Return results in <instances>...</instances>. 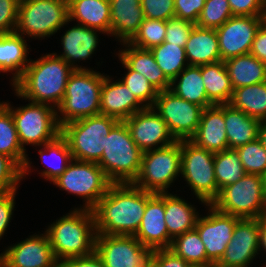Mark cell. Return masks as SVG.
<instances>
[{"label": "cell", "mask_w": 266, "mask_h": 267, "mask_svg": "<svg viewBox=\"0 0 266 267\" xmlns=\"http://www.w3.org/2000/svg\"><path fill=\"white\" fill-rule=\"evenodd\" d=\"M154 194L132 183L112 184L92 209L97 234L134 236Z\"/></svg>", "instance_id": "1"}, {"label": "cell", "mask_w": 266, "mask_h": 267, "mask_svg": "<svg viewBox=\"0 0 266 267\" xmlns=\"http://www.w3.org/2000/svg\"><path fill=\"white\" fill-rule=\"evenodd\" d=\"M74 69L54 53L31 60L22 76L12 85L15 95L55 109L63 100L66 85Z\"/></svg>", "instance_id": "2"}, {"label": "cell", "mask_w": 266, "mask_h": 267, "mask_svg": "<svg viewBox=\"0 0 266 267\" xmlns=\"http://www.w3.org/2000/svg\"><path fill=\"white\" fill-rule=\"evenodd\" d=\"M59 263L95 252L96 225L93 211L75 208L49 225L45 231Z\"/></svg>", "instance_id": "3"}, {"label": "cell", "mask_w": 266, "mask_h": 267, "mask_svg": "<svg viewBox=\"0 0 266 267\" xmlns=\"http://www.w3.org/2000/svg\"><path fill=\"white\" fill-rule=\"evenodd\" d=\"M142 154L125 122L119 121L104 136V151L97 164L113 184L133 183L140 171Z\"/></svg>", "instance_id": "4"}, {"label": "cell", "mask_w": 266, "mask_h": 267, "mask_svg": "<svg viewBox=\"0 0 266 267\" xmlns=\"http://www.w3.org/2000/svg\"><path fill=\"white\" fill-rule=\"evenodd\" d=\"M104 77V74L91 68L74 70L71 73L63 100L56 108L60 127L78 119L100 114V92Z\"/></svg>", "instance_id": "5"}, {"label": "cell", "mask_w": 266, "mask_h": 267, "mask_svg": "<svg viewBox=\"0 0 266 267\" xmlns=\"http://www.w3.org/2000/svg\"><path fill=\"white\" fill-rule=\"evenodd\" d=\"M119 122L102 114L69 122L61 127L75 160L98 163L104 151V136Z\"/></svg>", "instance_id": "6"}, {"label": "cell", "mask_w": 266, "mask_h": 267, "mask_svg": "<svg viewBox=\"0 0 266 267\" xmlns=\"http://www.w3.org/2000/svg\"><path fill=\"white\" fill-rule=\"evenodd\" d=\"M210 205L224 214L240 219H259L266 215V194L262 176L246 173L234 184L219 190L218 196Z\"/></svg>", "instance_id": "7"}, {"label": "cell", "mask_w": 266, "mask_h": 267, "mask_svg": "<svg viewBox=\"0 0 266 267\" xmlns=\"http://www.w3.org/2000/svg\"><path fill=\"white\" fill-rule=\"evenodd\" d=\"M68 22V0H20L15 32L42 40Z\"/></svg>", "instance_id": "8"}, {"label": "cell", "mask_w": 266, "mask_h": 267, "mask_svg": "<svg viewBox=\"0 0 266 267\" xmlns=\"http://www.w3.org/2000/svg\"><path fill=\"white\" fill-rule=\"evenodd\" d=\"M11 113L19 142L24 145L42 146L61 134L56 109L47 104L30 102L25 106L11 107L10 102H1Z\"/></svg>", "instance_id": "9"}, {"label": "cell", "mask_w": 266, "mask_h": 267, "mask_svg": "<svg viewBox=\"0 0 266 267\" xmlns=\"http://www.w3.org/2000/svg\"><path fill=\"white\" fill-rule=\"evenodd\" d=\"M181 140L167 147L144 151L134 186L152 193H167L180 175Z\"/></svg>", "instance_id": "10"}, {"label": "cell", "mask_w": 266, "mask_h": 267, "mask_svg": "<svg viewBox=\"0 0 266 267\" xmlns=\"http://www.w3.org/2000/svg\"><path fill=\"white\" fill-rule=\"evenodd\" d=\"M214 155L191 140H181V177L183 175L196 199L204 205L211 204L219 194L214 173Z\"/></svg>", "instance_id": "11"}, {"label": "cell", "mask_w": 266, "mask_h": 267, "mask_svg": "<svg viewBox=\"0 0 266 267\" xmlns=\"http://www.w3.org/2000/svg\"><path fill=\"white\" fill-rule=\"evenodd\" d=\"M53 184L81 197L82 207L92 210L113 183L97 163L73 159Z\"/></svg>", "instance_id": "12"}, {"label": "cell", "mask_w": 266, "mask_h": 267, "mask_svg": "<svg viewBox=\"0 0 266 267\" xmlns=\"http://www.w3.org/2000/svg\"><path fill=\"white\" fill-rule=\"evenodd\" d=\"M153 108L166 122L176 141L190 140L196 134L204 110L177 96L170 89L158 93Z\"/></svg>", "instance_id": "13"}, {"label": "cell", "mask_w": 266, "mask_h": 267, "mask_svg": "<svg viewBox=\"0 0 266 267\" xmlns=\"http://www.w3.org/2000/svg\"><path fill=\"white\" fill-rule=\"evenodd\" d=\"M151 252L135 236L96 235L95 253L105 267H143Z\"/></svg>", "instance_id": "14"}, {"label": "cell", "mask_w": 266, "mask_h": 267, "mask_svg": "<svg viewBox=\"0 0 266 267\" xmlns=\"http://www.w3.org/2000/svg\"><path fill=\"white\" fill-rule=\"evenodd\" d=\"M206 206L207 215H199L194 229L205 246L207 259L216 265L224 255L240 218L224 214L210 204Z\"/></svg>", "instance_id": "15"}, {"label": "cell", "mask_w": 266, "mask_h": 267, "mask_svg": "<svg viewBox=\"0 0 266 267\" xmlns=\"http://www.w3.org/2000/svg\"><path fill=\"white\" fill-rule=\"evenodd\" d=\"M2 267H60L47 234H33L0 254Z\"/></svg>", "instance_id": "16"}, {"label": "cell", "mask_w": 266, "mask_h": 267, "mask_svg": "<svg viewBox=\"0 0 266 267\" xmlns=\"http://www.w3.org/2000/svg\"><path fill=\"white\" fill-rule=\"evenodd\" d=\"M259 237L258 218L239 219L232 239L215 267H248L259 254Z\"/></svg>", "instance_id": "17"}, {"label": "cell", "mask_w": 266, "mask_h": 267, "mask_svg": "<svg viewBox=\"0 0 266 267\" xmlns=\"http://www.w3.org/2000/svg\"><path fill=\"white\" fill-rule=\"evenodd\" d=\"M261 17L232 16L216 30L221 60L248 54L259 27Z\"/></svg>", "instance_id": "18"}, {"label": "cell", "mask_w": 266, "mask_h": 267, "mask_svg": "<svg viewBox=\"0 0 266 267\" xmlns=\"http://www.w3.org/2000/svg\"><path fill=\"white\" fill-rule=\"evenodd\" d=\"M124 122L129 129L131 138L143 152L167 147L176 142L169 132L166 122L153 107H145Z\"/></svg>", "instance_id": "19"}, {"label": "cell", "mask_w": 266, "mask_h": 267, "mask_svg": "<svg viewBox=\"0 0 266 267\" xmlns=\"http://www.w3.org/2000/svg\"><path fill=\"white\" fill-rule=\"evenodd\" d=\"M165 193H155L146 203V208L137 233L134 235L151 251L169 249L172 239L165 223Z\"/></svg>", "instance_id": "20"}, {"label": "cell", "mask_w": 266, "mask_h": 267, "mask_svg": "<svg viewBox=\"0 0 266 267\" xmlns=\"http://www.w3.org/2000/svg\"><path fill=\"white\" fill-rule=\"evenodd\" d=\"M144 108L121 80L113 82L105 75L100 92V114L124 121Z\"/></svg>", "instance_id": "21"}, {"label": "cell", "mask_w": 266, "mask_h": 267, "mask_svg": "<svg viewBox=\"0 0 266 267\" xmlns=\"http://www.w3.org/2000/svg\"><path fill=\"white\" fill-rule=\"evenodd\" d=\"M97 32L99 30L79 24L69 28L61 37L63 53L57 55L55 52L54 54L62 58L74 70H88L89 68L82 67L76 62L90 59V56L94 54L99 42Z\"/></svg>", "instance_id": "22"}, {"label": "cell", "mask_w": 266, "mask_h": 267, "mask_svg": "<svg viewBox=\"0 0 266 267\" xmlns=\"http://www.w3.org/2000/svg\"><path fill=\"white\" fill-rule=\"evenodd\" d=\"M190 140L213 153L228 149L224 104L213 105L203 110L196 134Z\"/></svg>", "instance_id": "23"}, {"label": "cell", "mask_w": 266, "mask_h": 267, "mask_svg": "<svg viewBox=\"0 0 266 267\" xmlns=\"http://www.w3.org/2000/svg\"><path fill=\"white\" fill-rule=\"evenodd\" d=\"M124 46L125 48L119 50V53L116 54L118 58L131 70L143 75L158 92L170 89L171 81L159 68L149 49H141L128 42H123Z\"/></svg>", "instance_id": "24"}, {"label": "cell", "mask_w": 266, "mask_h": 267, "mask_svg": "<svg viewBox=\"0 0 266 267\" xmlns=\"http://www.w3.org/2000/svg\"><path fill=\"white\" fill-rule=\"evenodd\" d=\"M111 36L118 42H128L145 19L141 0H109Z\"/></svg>", "instance_id": "25"}, {"label": "cell", "mask_w": 266, "mask_h": 267, "mask_svg": "<svg viewBox=\"0 0 266 267\" xmlns=\"http://www.w3.org/2000/svg\"><path fill=\"white\" fill-rule=\"evenodd\" d=\"M69 23L97 29L102 34L111 35L109 0H68Z\"/></svg>", "instance_id": "26"}, {"label": "cell", "mask_w": 266, "mask_h": 267, "mask_svg": "<svg viewBox=\"0 0 266 267\" xmlns=\"http://www.w3.org/2000/svg\"><path fill=\"white\" fill-rule=\"evenodd\" d=\"M184 49L190 66L222 61L217 32L212 28H203L195 24Z\"/></svg>", "instance_id": "27"}, {"label": "cell", "mask_w": 266, "mask_h": 267, "mask_svg": "<svg viewBox=\"0 0 266 267\" xmlns=\"http://www.w3.org/2000/svg\"><path fill=\"white\" fill-rule=\"evenodd\" d=\"M24 38L16 32L0 34V72H14L11 78L12 85L22 76L30 63L27 59L29 48Z\"/></svg>", "instance_id": "28"}, {"label": "cell", "mask_w": 266, "mask_h": 267, "mask_svg": "<svg viewBox=\"0 0 266 267\" xmlns=\"http://www.w3.org/2000/svg\"><path fill=\"white\" fill-rule=\"evenodd\" d=\"M224 123L228 149H237L258 138L260 120L248 116L230 104H224Z\"/></svg>", "instance_id": "29"}, {"label": "cell", "mask_w": 266, "mask_h": 267, "mask_svg": "<svg viewBox=\"0 0 266 267\" xmlns=\"http://www.w3.org/2000/svg\"><path fill=\"white\" fill-rule=\"evenodd\" d=\"M177 194L165 193V223L171 239L195 228L199 213Z\"/></svg>", "instance_id": "30"}, {"label": "cell", "mask_w": 266, "mask_h": 267, "mask_svg": "<svg viewBox=\"0 0 266 267\" xmlns=\"http://www.w3.org/2000/svg\"><path fill=\"white\" fill-rule=\"evenodd\" d=\"M0 153L13 159L22 168V179L31 172V164L26 149L18 138L12 113L0 102ZM24 177V178H23Z\"/></svg>", "instance_id": "31"}, {"label": "cell", "mask_w": 266, "mask_h": 267, "mask_svg": "<svg viewBox=\"0 0 266 267\" xmlns=\"http://www.w3.org/2000/svg\"><path fill=\"white\" fill-rule=\"evenodd\" d=\"M233 89L266 81V64L251 53L224 61Z\"/></svg>", "instance_id": "32"}, {"label": "cell", "mask_w": 266, "mask_h": 267, "mask_svg": "<svg viewBox=\"0 0 266 267\" xmlns=\"http://www.w3.org/2000/svg\"><path fill=\"white\" fill-rule=\"evenodd\" d=\"M170 90L182 99L208 108L214 104L207 98L200 66L188 65L172 82Z\"/></svg>", "instance_id": "33"}, {"label": "cell", "mask_w": 266, "mask_h": 267, "mask_svg": "<svg viewBox=\"0 0 266 267\" xmlns=\"http://www.w3.org/2000/svg\"><path fill=\"white\" fill-rule=\"evenodd\" d=\"M207 98L214 104H229L233 87L224 61L200 66Z\"/></svg>", "instance_id": "34"}, {"label": "cell", "mask_w": 266, "mask_h": 267, "mask_svg": "<svg viewBox=\"0 0 266 267\" xmlns=\"http://www.w3.org/2000/svg\"><path fill=\"white\" fill-rule=\"evenodd\" d=\"M40 147V150L38 149L40 160L47 168L39 174L51 183L57 179L72 162V153L67 140L61 134L53 141L45 143ZM46 156L50 157V159Z\"/></svg>", "instance_id": "35"}, {"label": "cell", "mask_w": 266, "mask_h": 267, "mask_svg": "<svg viewBox=\"0 0 266 267\" xmlns=\"http://www.w3.org/2000/svg\"><path fill=\"white\" fill-rule=\"evenodd\" d=\"M229 104L250 117L266 119V81L235 88Z\"/></svg>", "instance_id": "36"}, {"label": "cell", "mask_w": 266, "mask_h": 267, "mask_svg": "<svg viewBox=\"0 0 266 267\" xmlns=\"http://www.w3.org/2000/svg\"><path fill=\"white\" fill-rule=\"evenodd\" d=\"M169 249L190 266L213 265L207 259L205 246L195 229L173 238Z\"/></svg>", "instance_id": "37"}, {"label": "cell", "mask_w": 266, "mask_h": 267, "mask_svg": "<svg viewBox=\"0 0 266 267\" xmlns=\"http://www.w3.org/2000/svg\"><path fill=\"white\" fill-rule=\"evenodd\" d=\"M214 173L218 190L234 184L246 174L236 149L215 153Z\"/></svg>", "instance_id": "38"}, {"label": "cell", "mask_w": 266, "mask_h": 267, "mask_svg": "<svg viewBox=\"0 0 266 267\" xmlns=\"http://www.w3.org/2000/svg\"><path fill=\"white\" fill-rule=\"evenodd\" d=\"M150 51L159 68L171 82L188 66L185 49L178 45L163 42Z\"/></svg>", "instance_id": "39"}, {"label": "cell", "mask_w": 266, "mask_h": 267, "mask_svg": "<svg viewBox=\"0 0 266 267\" xmlns=\"http://www.w3.org/2000/svg\"><path fill=\"white\" fill-rule=\"evenodd\" d=\"M166 36V21L145 18L138 31L128 41L129 44L141 48L151 49L164 42Z\"/></svg>", "instance_id": "40"}, {"label": "cell", "mask_w": 266, "mask_h": 267, "mask_svg": "<svg viewBox=\"0 0 266 267\" xmlns=\"http://www.w3.org/2000/svg\"><path fill=\"white\" fill-rule=\"evenodd\" d=\"M121 64L127 70L121 82L131 91L135 98L144 107H153L158 91L148 82V80L138 72L131 70L120 58Z\"/></svg>", "instance_id": "41"}, {"label": "cell", "mask_w": 266, "mask_h": 267, "mask_svg": "<svg viewBox=\"0 0 266 267\" xmlns=\"http://www.w3.org/2000/svg\"><path fill=\"white\" fill-rule=\"evenodd\" d=\"M237 152L240 156V161L247 174L263 175L266 170V149L257 138L241 147H238Z\"/></svg>", "instance_id": "42"}, {"label": "cell", "mask_w": 266, "mask_h": 267, "mask_svg": "<svg viewBox=\"0 0 266 267\" xmlns=\"http://www.w3.org/2000/svg\"><path fill=\"white\" fill-rule=\"evenodd\" d=\"M232 16L228 0H206L196 25L217 29Z\"/></svg>", "instance_id": "43"}, {"label": "cell", "mask_w": 266, "mask_h": 267, "mask_svg": "<svg viewBox=\"0 0 266 267\" xmlns=\"http://www.w3.org/2000/svg\"><path fill=\"white\" fill-rule=\"evenodd\" d=\"M21 180L22 168L13 159L0 153V193L17 190Z\"/></svg>", "instance_id": "44"}, {"label": "cell", "mask_w": 266, "mask_h": 267, "mask_svg": "<svg viewBox=\"0 0 266 267\" xmlns=\"http://www.w3.org/2000/svg\"><path fill=\"white\" fill-rule=\"evenodd\" d=\"M194 25V23L178 17L170 18L166 21V36L164 42L184 48Z\"/></svg>", "instance_id": "45"}, {"label": "cell", "mask_w": 266, "mask_h": 267, "mask_svg": "<svg viewBox=\"0 0 266 267\" xmlns=\"http://www.w3.org/2000/svg\"><path fill=\"white\" fill-rule=\"evenodd\" d=\"M144 17L154 20H169L175 17L174 0H141Z\"/></svg>", "instance_id": "46"}, {"label": "cell", "mask_w": 266, "mask_h": 267, "mask_svg": "<svg viewBox=\"0 0 266 267\" xmlns=\"http://www.w3.org/2000/svg\"><path fill=\"white\" fill-rule=\"evenodd\" d=\"M20 0H0V34L15 32Z\"/></svg>", "instance_id": "47"}, {"label": "cell", "mask_w": 266, "mask_h": 267, "mask_svg": "<svg viewBox=\"0 0 266 267\" xmlns=\"http://www.w3.org/2000/svg\"><path fill=\"white\" fill-rule=\"evenodd\" d=\"M206 0H174L175 17L196 24Z\"/></svg>", "instance_id": "48"}, {"label": "cell", "mask_w": 266, "mask_h": 267, "mask_svg": "<svg viewBox=\"0 0 266 267\" xmlns=\"http://www.w3.org/2000/svg\"><path fill=\"white\" fill-rule=\"evenodd\" d=\"M233 16L261 17L266 0H228Z\"/></svg>", "instance_id": "49"}, {"label": "cell", "mask_w": 266, "mask_h": 267, "mask_svg": "<svg viewBox=\"0 0 266 267\" xmlns=\"http://www.w3.org/2000/svg\"><path fill=\"white\" fill-rule=\"evenodd\" d=\"M16 192L17 190L0 193V240L4 236L5 231L11 222L10 220L12 219L16 204Z\"/></svg>", "instance_id": "50"}, {"label": "cell", "mask_w": 266, "mask_h": 267, "mask_svg": "<svg viewBox=\"0 0 266 267\" xmlns=\"http://www.w3.org/2000/svg\"><path fill=\"white\" fill-rule=\"evenodd\" d=\"M151 259L158 267H190L183 258L175 255L170 249L153 250Z\"/></svg>", "instance_id": "51"}, {"label": "cell", "mask_w": 266, "mask_h": 267, "mask_svg": "<svg viewBox=\"0 0 266 267\" xmlns=\"http://www.w3.org/2000/svg\"><path fill=\"white\" fill-rule=\"evenodd\" d=\"M60 267H105L100 257L94 252L84 257H74L64 260Z\"/></svg>", "instance_id": "52"}, {"label": "cell", "mask_w": 266, "mask_h": 267, "mask_svg": "<svg viewBox=\"0 0 266 267\" xmlns=\"http://www.w3.org/2000/svg\"><path fill=\"white\" fill-rule=\"evenodd\" d=\"M249 53L266 64V28L262 25L256 33Z\"/></svg>", "instance_id": "53"}, {"label": "cell", "mask_w": 266, "mask_h": 267, "mask_svg": "<svg viewBox=\"0 0 266 267\" xmlns=\"http://www.w3.org/2000/svg\"><path fill=\"white\" fill-rule=\"evenodd\" d=\"M259 229V252H261V250L266 252V215L259 218Z\"/></svg>", "instance_id": "54"}, {"label": "cell", "mask_w": 266, "mask_h": 267, "mask_svg": "<svg viewBox=\"0 0 266 267\" xmlns=\"http://www.w3.org/2000/svg\"><path fill=\"white\" fill-rule=\"evenodd\" d=\"M258 139L266 149V119L260 120L259 130H258Z\"/></svg>", "instance_id": "55"}, {"label": "cell", "mask_w": 266, "mask_h": 267, "mask_svg": "<svg viewBox=\"0 0 266 267\" xmlns=\"http://www.w3.org/2000/svg\"><path fill=\"white\" fill-rule=\"evenodd\" d=\"M261 22H262V26L266 28V7L261 13Z\"/></svg>", "instance_id": "56"}, {"label": "cell", "mask_w": 266, "mask_h": 267, "mask_svg": "<svg viewBox=\"0 0 266 267\" xmlns=\"http://www.w3.org/2000/svg\"><path fill=\"white\" fill-rule=\"evenodd\" d=\"M143 267H158V265L150 258Z\"/></svg>", "instance_id": "57"}, {"label": "cell", "mask_w": 266, "mask_h": 267, "mask_svg": "<svg viewBox=\"0 0 266 267\" xmlns=\"http://www.w3.org/2000/svg\"><path fill=\"white\" fill-rule=\"evenodd\" d=\"M262 178H263V188H264V191L266 194V170H265L264 174L262 175Z\"/></svg>", "instance_id": "58"}, {"label": "cell", "mask_w": 266, "mask_h": 267, "mask_svg": "<svg viewBox=\"0 0 266 267\" xmlns=\"http://www.w3.org/2000/svg\"><path fill=\"white\" fill-rule=\"evenodd\" d=\"M190 267H215V265H206V266H190Z\"/></svg>", "instance_id": "59"}]
</instances>
